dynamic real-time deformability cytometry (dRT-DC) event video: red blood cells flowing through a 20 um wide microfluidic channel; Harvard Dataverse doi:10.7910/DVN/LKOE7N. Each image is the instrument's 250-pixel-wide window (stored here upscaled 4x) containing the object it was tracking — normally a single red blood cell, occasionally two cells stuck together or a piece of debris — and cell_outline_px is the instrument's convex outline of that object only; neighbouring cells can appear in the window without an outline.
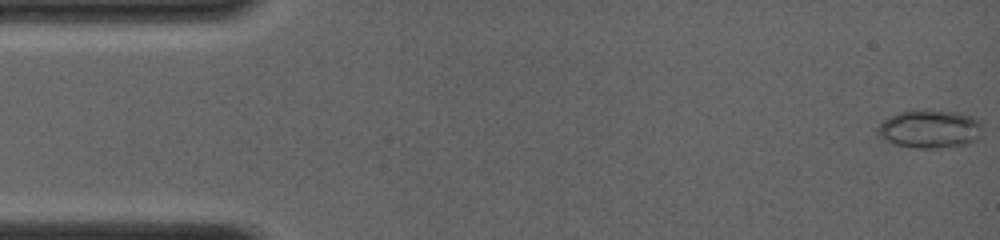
{"species": "common noctule bat (a hibernating species)", "species_latin": "Nyctalus noctula", "temperature_condition": "room temperature", "stored_images_in_passage": 44, "camera_frame_rate_fps": 4000, "um_per_image_px": 0.085, "animal": {"sex": "female", "body_mass_g": 19.0, "forearm_length_mm": 56.7}, "frame": {"image": 1, "passage_image": 1, "time_ms": 0.0, "image_size_px": [1000, 240], "cell_outline_px": [[980, 136], [976, 140], [968, 144], [932, 148], [916, 148], [892, 144], [880, 140], [876, 128], [888, 116], [900, 112], [960, 112], [972, 116], [980, 120]], "centroid_in_image_um": [79.0, 11.0], "position_along_channel_um": 6.0, "area_um2": 23.06}}
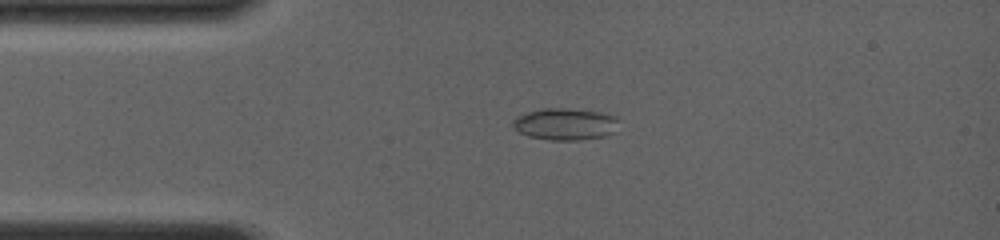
{"frame": {"image": 2, "passage_image": 25, "time_ms": 3.25, "image_size_px": [1000, 240], "cell_outline_px": [[616, 120], [612, 132], [604, 136], [580, 140], [552, 140], [528, 136], [520, 132], [512, 124], [512, 120], [516, 116], [528, 112], [544, 108], [568, 108], [600, 112], [616, 116]], "centroid_in_image_um": [47.99, 10.54], "position_along_channel_um": 37.0, "area_um2": 19.36}}
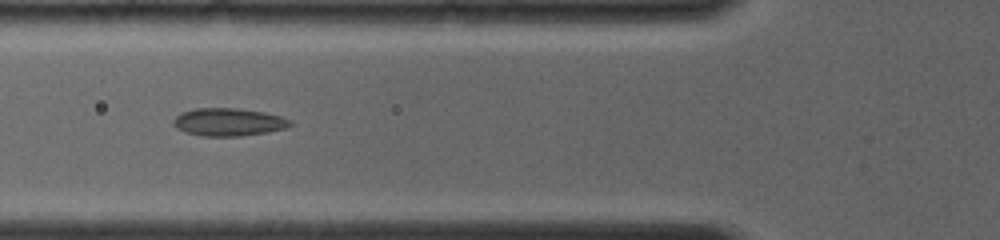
{"frame": {"image": 3, "passage_image": 43, "time_ms": 5.5, "image_size_px": [1000, 240], "cell_outline_px": [[292, 124], [288, 128], [268, 132], [240, 136], [204, 136], [184, 132], [176, 128], [172, 124], [172, 120], [180, 112], [196, 108], [240, 108], [264, 112], [280, 116], [292, 120]], "centroid_in_image_um": [19.42, 10.37], "position_along_channel_um": 106.4, "area_um2": 19.19}}